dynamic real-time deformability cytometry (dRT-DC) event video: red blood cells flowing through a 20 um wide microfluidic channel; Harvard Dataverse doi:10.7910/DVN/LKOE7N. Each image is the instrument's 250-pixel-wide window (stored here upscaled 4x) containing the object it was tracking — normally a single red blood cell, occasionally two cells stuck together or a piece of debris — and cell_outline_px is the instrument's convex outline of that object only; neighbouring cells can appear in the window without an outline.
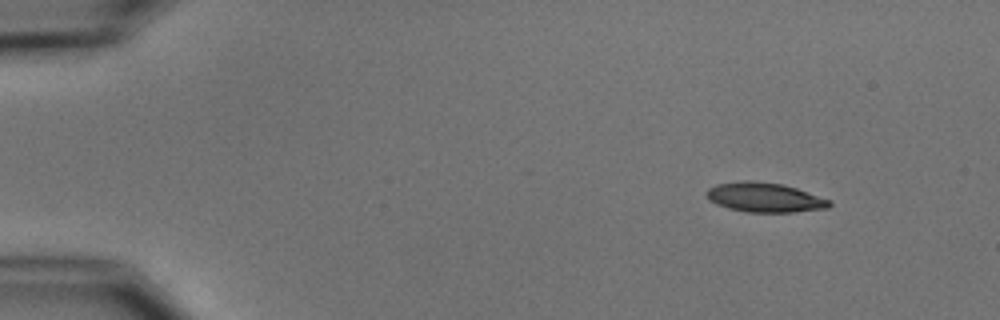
{"species": "common noctule bat (a hibernating species)", "species_latin": "Nyctalus noctula", "temperature_condition": "cold", "stored_images_in_passage": 3, "camera_frame_rate_fps": 3000, "um_per_image_px": 0.085, "animal": {"sex": "male", "body_mass_g": 15.6}, "frame": {"image": 1, "passage_image": 1, "time_ms": 0.0, "image_size_px": [1000, 320], "cell_outline_px": [[832, 204], [828, 208], [796, 212], [744, 212], [728, 208], [716, 204], [708, 200], [704, 192], [708, 188], [716, 184], [744, 180], [752, 180], [780, 184], [796, 188], [832, 200]], "centroid_in_image_um": [64.97, 16.78], "position_along_channel_um": 20.0, "area_um2": 21.39}}
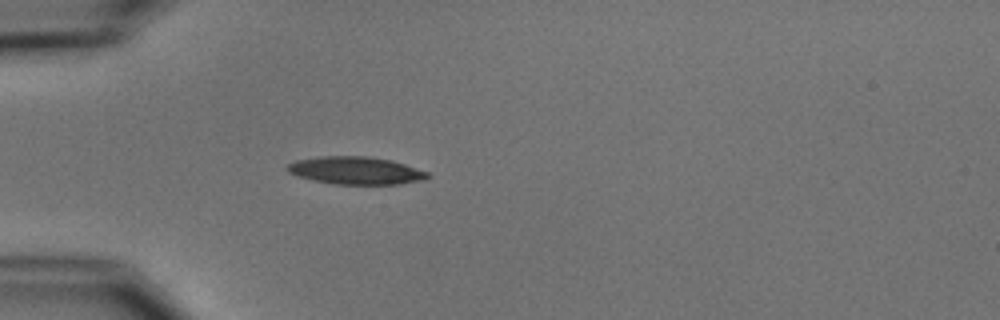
{"frame": {"image": 2, "passage_image": 3, "time_ms": 3.333, "image_size_px": [1000, 320], "cell_outline_px": [[432, 176], [424, 180], [400, 184], [332, 184], [300, 176], [288, 172], [284, 168], [288, 164], [296, 160], [320, 156], [368, 156], [392, 160], [428, 172]], "centroid_in_image_um": [30.26, 14.49], "position_along_channel_um": 54.7, "area_um2": 22.6}}